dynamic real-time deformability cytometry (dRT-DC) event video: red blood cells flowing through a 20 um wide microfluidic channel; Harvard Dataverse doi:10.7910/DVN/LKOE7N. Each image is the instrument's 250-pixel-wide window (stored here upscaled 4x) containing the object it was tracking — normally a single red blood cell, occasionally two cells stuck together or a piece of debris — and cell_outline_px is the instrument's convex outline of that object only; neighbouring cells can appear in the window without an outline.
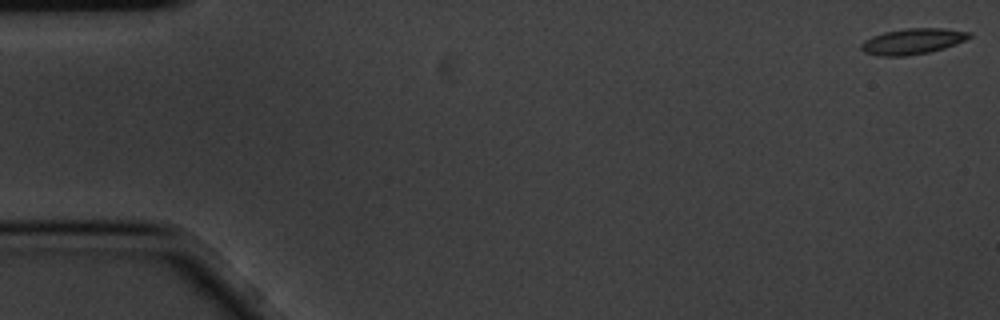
{"species": "common noctule bat (a hibernating species)", "species_latin": "Nyctalus noctula", "temperature_condition": "cold", "stored_images_in_passage": 7, "camera_frame_rate_fps": 3000, "um_per_image_px": 0.085, "animal": {"sex": "male", "body_mass_g": 20.1, "forearm_length_mm": 53.5}, "frame": {"image": 1, "passage_image": 1, "time_ms": 0.0, "image_size_px": [1000, 320], "cell_outline_px": [[972, 36], [956, 44], [944, 48], [928, 52], [904, 56], [880, 56], [864, 52], [860, 48], [860, 44], [864, 40], [872, 36], [884, 32], [904, 28], [944, 28], [972, 32]], "centroid_in_image_um": [77.56, 3.5], "position_along_channel_um": 7.4, "area_um2": 16.3}}
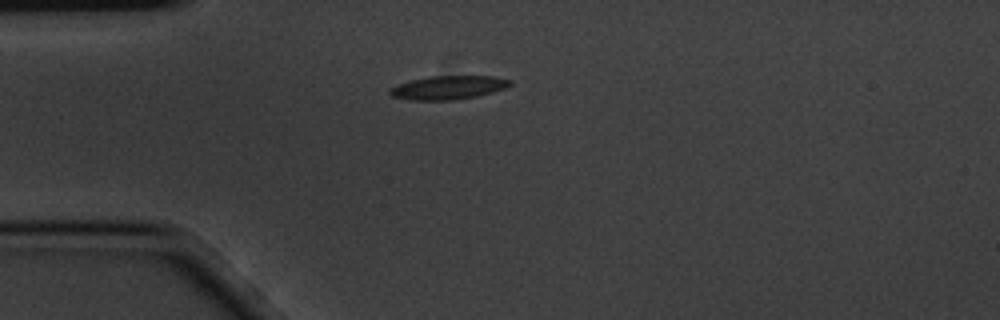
{"frame": {"image": 2, "passage_image": 5, "time_ms": 1.333, "image_size_px": [1000, 320], "cell_outline_px": [[512, 84], [504, 88], [492, 92], [476, 96], [452, 100], [412, 100], [392, 96], [388, 92], [392, 88], [400, 84], [412, 80], [428, 76], [496, 76], [512, 80]], "centroid_in_image_um": [38.14, 7.43], "position_along_channel_um": 46.9, "area_um2": 16.36}}
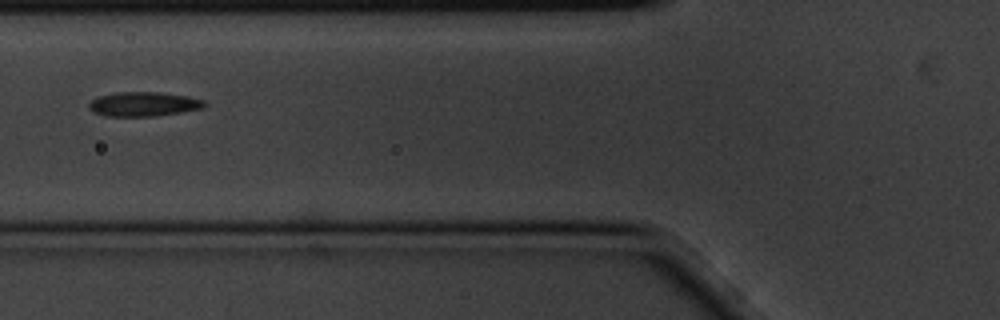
{"frame": {"image": 3, "passage_image": 7, "time_ms": 2.0, "image_size_px": [1000, 320], "cell_outline_px": [[208, 104], [204, 108], [180, 112], [152, 116], [108, 116], [92, 112], [88, 108], [88, 104], [92, 100], [100, 96], [112, 92], [160, 92], [184, 96], [204, 100]], "centroid_in_image_um": [12.18, 8.84], "position_along_channel_um": 113.6, "area_um2": 16.36}}